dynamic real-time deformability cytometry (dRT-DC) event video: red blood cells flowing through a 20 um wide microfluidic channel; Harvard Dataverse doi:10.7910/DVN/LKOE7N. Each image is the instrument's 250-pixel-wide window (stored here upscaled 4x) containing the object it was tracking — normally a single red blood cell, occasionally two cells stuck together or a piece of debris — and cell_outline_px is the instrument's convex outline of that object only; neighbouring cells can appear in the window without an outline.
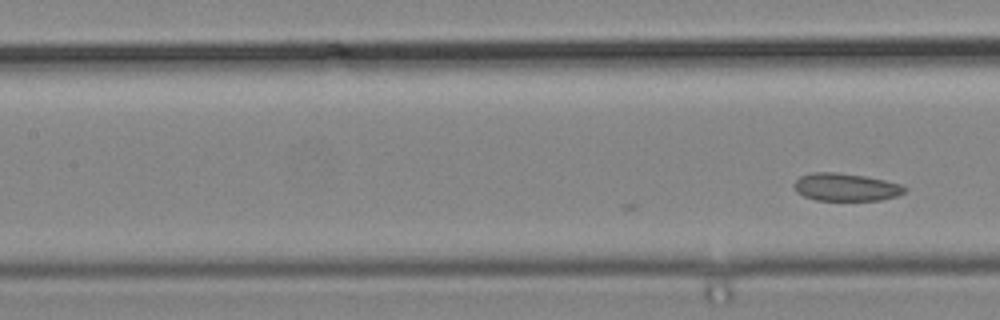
{"species": "common noctule bat (a hibernating species)", "species_latin": "Nyctalus noctula", "temperature_condition": "cold", "stored_images_in_passage": 6, "camera_frame_rate_fps": 3000, "um_per_image_px": 0.085, "animal": {"sex": "male", "body_mass_g": 19.2, "forearm_length_mm": 51.8}, "frame": {"image": 1, "passage_image": 6, "time_ms": 1.667, "image_size_px": [1000, 320], "cell_outline_px": [[908, 188], [904, 192], [896, 196], [880, 200], [816, 200], [804, 196], [796, 192], [796, 180], [800, 176], [812, 172], [836, 172], [864, 176], [904, 184]], "centroid_in_image_um": [71.93, 15.9], "position_along_channel_um": 135.5, "area_um2": 17.8}}